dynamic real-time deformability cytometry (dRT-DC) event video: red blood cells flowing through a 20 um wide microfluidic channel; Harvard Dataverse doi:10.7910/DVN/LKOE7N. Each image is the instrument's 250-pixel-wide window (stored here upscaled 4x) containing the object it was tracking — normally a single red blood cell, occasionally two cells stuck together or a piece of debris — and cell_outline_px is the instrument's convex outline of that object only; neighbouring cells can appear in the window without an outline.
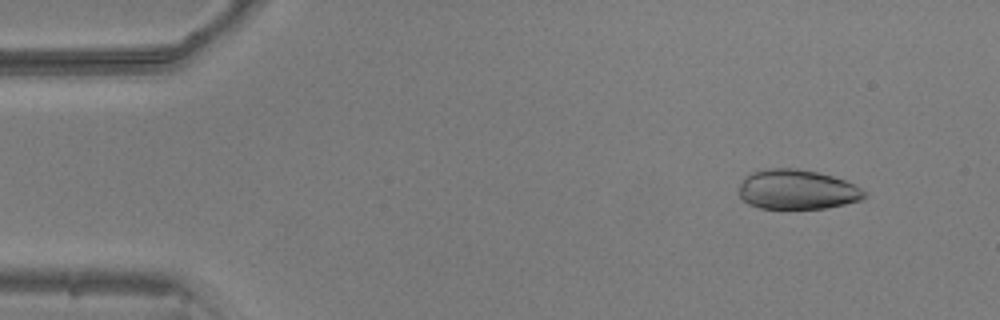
{"species": "common noctule bat (a hibernating species)", "species_latin": "Nyctalus noctula", "temperature_condition": "warm", "stored_images_in_passage": 52, "camera_frame_rate_fps": 3000, "um_per_image_px": 0.085, "animal": {"sex": "male", "body_mass_g": 20.5, "forearm_length_mm": 52.5}, "frame": {"image": 1, "passage_image": 5, "time_ms": 1.333, "image_size_px": [1000, 320], "cell_outline_px": [[868, 196], [860, 200], [828, 208], [760, 208], [748, 204], [736, 192], [744, 176], [752, 172], [768, 168], [796, 168], [816, 172], [832, 176], [844, 180], [868, 192]], "centroid_in_image_um": [67.72, 16.11], "position_along_channel_um": 17.3, "area_um2": 29.13}}
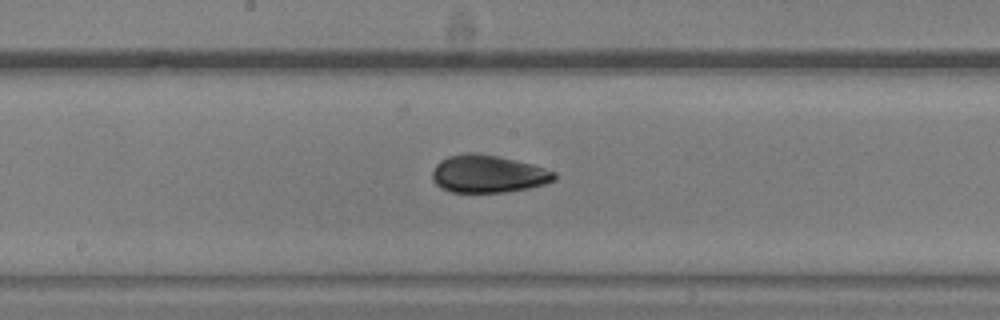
{"frame": {"image": 2, "passage_image": 27, "time_ms": 8.667, "image_size_px": [1000, 320], "cell_outline_px": [[556, 180], [544, 184], [528, 188], [504, 192], [448, 192], [440, 188], [432, 180], [432, 172], [436, 164], [440, 160], [448, 156], [464, 152], [476, 152], [516, 160], [532, 164], [556, 172]], "centroid_in_image_um": [41.45, 14.78], "position_along_channel_um": 206.7, "area_um2": 26.93}}
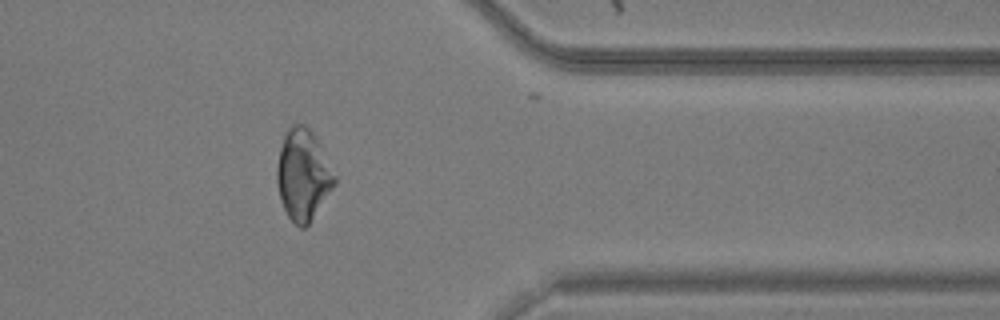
{"frame": {"image": 3, "passage_image": 42, "time_ms": 13.667, "image_size_px": [1000, 320], "cell_outline_px": [[336, 184], [308, 224], [304, 228], [300, 228], [288, 216], [280, 200], [276, 180], [276, 168], [280, 148], [284, 132], [292, 124], [304, 124], [316, 136], [336, 176]], "centroid_in_image_um": [25.75, 14.83], "position_along_channel_um": 385.7, "area_um2": 30.58}, "authors_computed_cell_mechanics": {"area_um2": 29.1601, "velocity_mm_per_s": 3.8802, "shape_relaxation_time_tau1_ms": 7.6603, "shape_relaxation_time_tau2_ms": 1.7099, "deformation_change_tau1": 0.1971, "deformation_change_tau2": 0.0597}}